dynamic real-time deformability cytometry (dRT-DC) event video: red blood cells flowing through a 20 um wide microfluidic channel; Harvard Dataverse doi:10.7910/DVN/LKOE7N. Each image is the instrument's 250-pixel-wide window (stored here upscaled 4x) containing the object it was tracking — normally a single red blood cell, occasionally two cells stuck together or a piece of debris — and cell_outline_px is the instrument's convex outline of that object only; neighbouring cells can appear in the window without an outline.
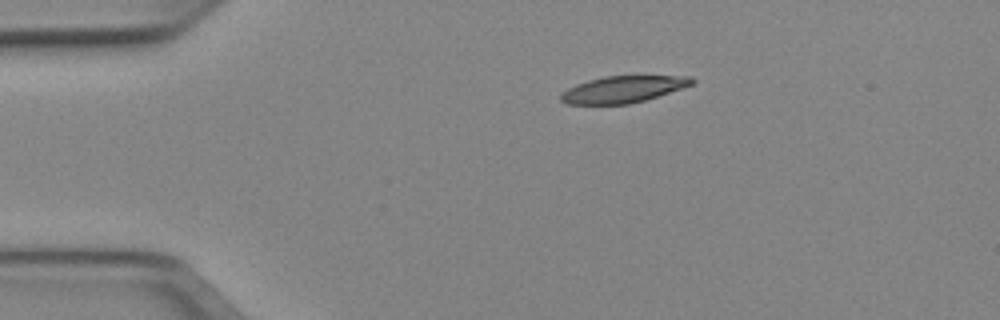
{"species": "Egyptian fruit bat (a non-hibernating species)", "species_latin": "Rousettus aegyptiacus", "temperature_condition": "cold", "stored_images_in_passage": 42, "camera_frame_rate_fps": 3000, "um_per_image_px": 0.085, "animal": {"sex": "female"}, "frame": {"image": 1, "passage_image": 1, "time_ms": 0.0, "image_size_px": [1000, 320], "cell_outline_px": [[696, 80], [692, 84], [644, 100], [628, 104], [568, 104], [560, 100], [560, 92], [576, 84], [588, 80], [604, 76], [636, 72], [644, 72], [692, 76]], "centroid_in_image_um": [53.03, 7.5], "position_along_channel_um": 32.0, "area_um2": 21.56}}
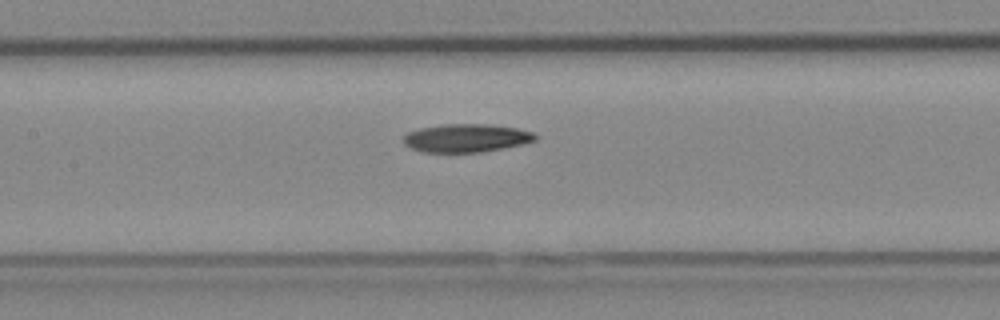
{"frame": {"image": 2, "passage_image": 15, "time_ms": 4.667, "image_size_px": [1000, 320], "cell_outline_px": [[536, 140], [520, 144], [480, 152], [424, 152], [412, 148], [404, 144], [404, 136], [408, 132], [420, 128], [444, 124], [488, 124], [516, 128], [532, 132], [536, 136]], "centroid_in_image_um": [39.6, 11.72], "position_along_channel_um": 167.8, "area_um2": 21.33}}
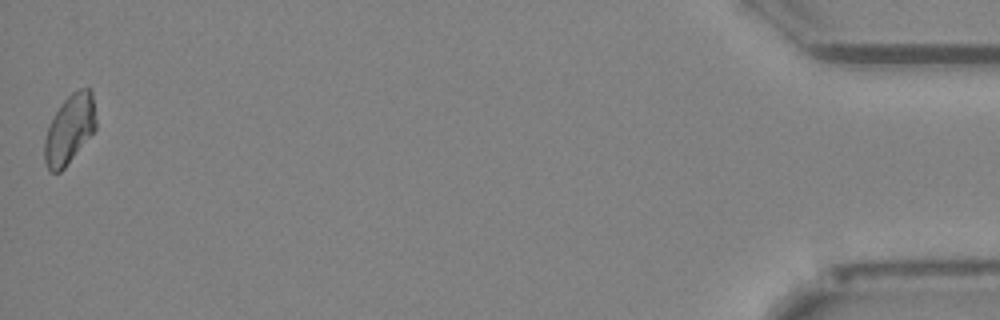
{"frame": {"image": 3, "passage_image": 42, "time_ms": 13.667, "image_size_px": [1000, 320], "cell_outline_px": [[96, 128], [64, 168], [60, 172], [48, 172], [44, 160], [44, 140], [48, 128], [56, 112], [64, 100], [72, 92], [80, 88], [88, 88], [92, 92], [96, 120]], "centroid_in_image_um": [5.9, 11.0], "position_along_channel_um": 429.3, "area_um2": 20.4}, "authors_computed_cell_mechanics": {"area_um2": 21.5016, "velocity_mm_per_s": 3.9433, "shape_relaxation_time_tau1_ms": 10.583, "shape_relaxation_time_tau2_ms": null, "deformation_change_tau1": 0.2235, "deformation_change_tau2": null}}